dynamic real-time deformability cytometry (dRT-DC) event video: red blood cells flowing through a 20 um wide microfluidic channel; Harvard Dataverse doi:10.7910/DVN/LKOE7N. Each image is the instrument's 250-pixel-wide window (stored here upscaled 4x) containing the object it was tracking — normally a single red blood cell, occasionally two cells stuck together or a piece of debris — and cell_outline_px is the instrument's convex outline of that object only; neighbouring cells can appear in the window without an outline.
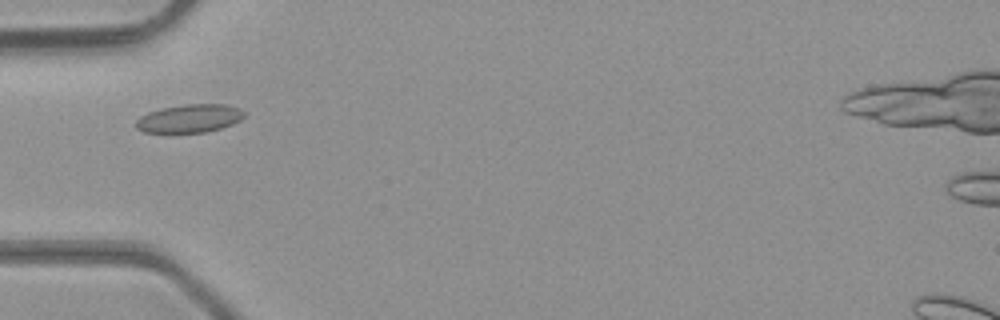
{"species": "common noctule bat (a hibernating species)", "species_latin": "Nyctalus noctula", "temperature_condition": "room temperature", "stored_images_in_passage": 42, "camera_frame_rate_fps": 3000, "um_per_image_px": 0.085, "animal": {"sex": "male", "body_mass_g": 23.1, "forearm_length_mm": 52.7}, "frame": {"image": 1, "passage_image": 10, "time_ms": 3.0, "image_size_px": [1000, 320], "cell_outline_px": [[244, 116], [240, 120], [232, 124], [220, 128], [204, 132], [144, 132], [136, 128], [136, 120], [140, 116], [148, 112], [160, 108], [184, 104], [224, 104], [240, 108], [244, 112]], "centroid_in_image_um": [16.09, 10.05], "position_along_channel_um": 68.9, "area_um2": 17.74}}
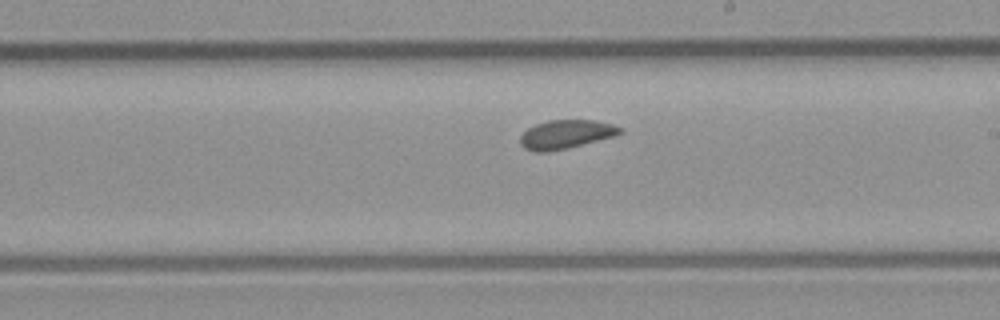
{"frame": {"image": 2, "passage_image": 22, "time_ms": 7.0, "image_size_px": [1000, 320], "cell_outline_px": [[624, 132], [616, 136], [568, 148], [548, 152], [536, 152], [524, 148], [520, 144], [520, 136], [528, 128], [536, 124], [548, 120], [596, 120], [612, 124], [624, 128]], "centroid_in_image_um": [48.14, 11.42], "position_along_channel_um": 240.9, "area_um2": 16.94}}
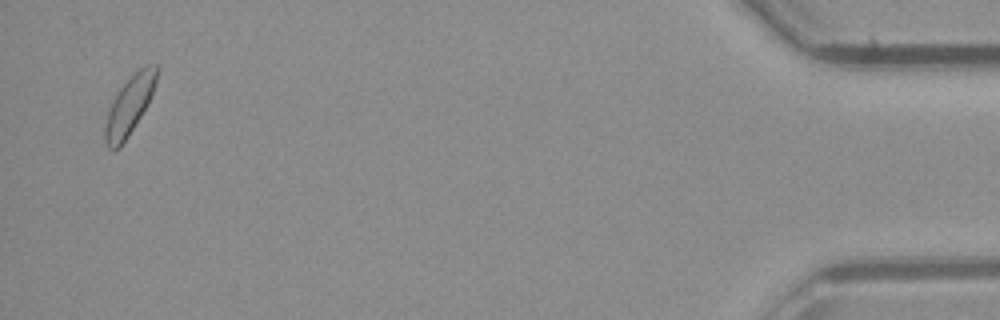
{"frame": {"image": 3, "passage_image": 41, "time_ms": 13.333, "image_size_px": [1000, 320], "cell_outline_px": [[160, 68], [148, 104], [120, 148], [108, 148], [104, 140], [104, 128], [108, 112], [120, 88], [140, 68], [148, 64], [156, 64]], "centroid_in_image_um": [11.01, 8.96], "position_along_channel_um": 424.2, "area_um2": 17.11}}